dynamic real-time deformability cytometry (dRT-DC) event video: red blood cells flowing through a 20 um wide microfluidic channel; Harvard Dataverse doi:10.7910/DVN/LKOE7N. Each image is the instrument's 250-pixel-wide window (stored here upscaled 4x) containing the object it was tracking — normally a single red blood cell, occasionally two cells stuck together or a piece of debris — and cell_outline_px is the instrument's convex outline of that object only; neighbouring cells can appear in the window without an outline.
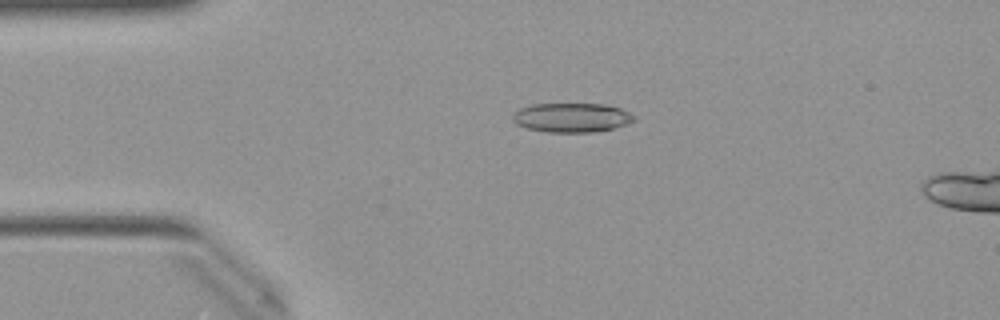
{"species": "Egyptian fruit bat (a non-hibernating species)", "species_latin": "Rousettus aegyptiacus", "temperature_condition": "warm", "stored_images_in_passage": 51, "camera_frame_rate_fps": 3000, "um_per_image_px": 0.085, "animal": {"sex": "female"}, "frame": {"image": 1, "passage_image": 11, "time_ms": 3.333, "image_size_px": [1000, 320], "cell_outline_px": [[636, 120], [628, 124], [616, 128], [592, 132], [548, 132], [528, 128], [516, 124], [512, 120], [512, 116], [520, 108], [532, 104], [604, 104], [620, 108], [636, 116]], "centroid_in_image_um": [48.63, 9.99], "position_along_channel_um": 36.4, "area_um2": 20.75}}
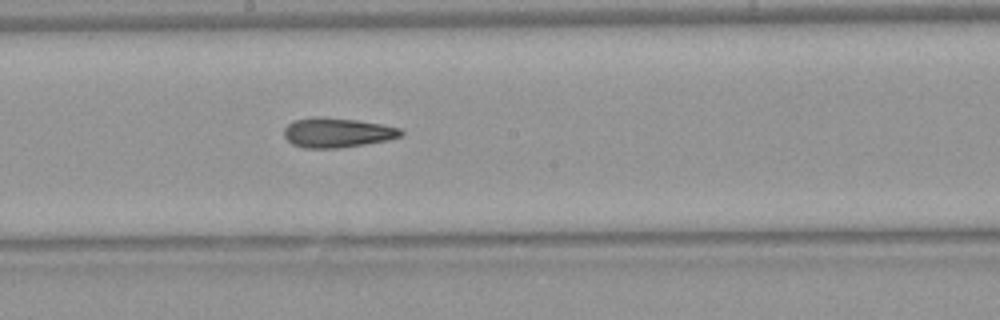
{"frame": {"image": 2, "passage_image": 27, "time_ms": 8.667, "image_size_px": [1000, 320], "cell_outline_px": [[404, 136], [388, 140], [340, 148], [304, 148], [292, 144], [284, 136], [284, 128], [288, 124], [296, 120], [312, 116], [324, 116], [356, 120], [384, 124], [400, 128], [404, 132]], "centroid_in_image_um": [28.68, 11.26], "position_along_channel_um": 219.5, "area_um2": 20.46}}
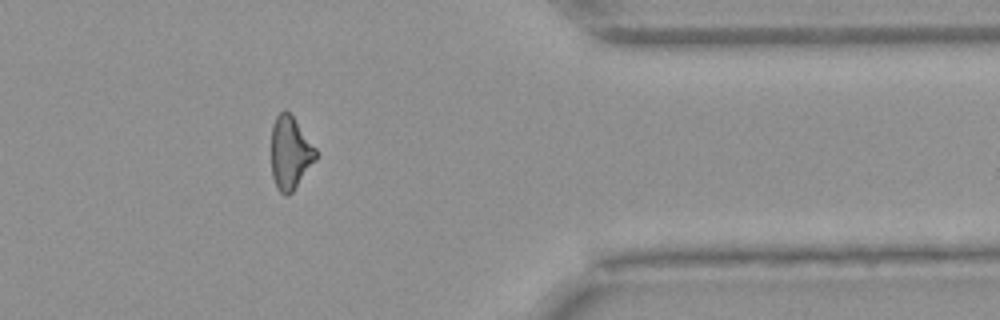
{"frame": {"image": 3, "passage_image": 41, "time_ms": 13.333, "image_size_px": [1000, 320], "cell_outline_px": [[316, 160], [292, 192], [288, 196], [284, 196], [276, 188], [272, 176], [272, 124], [276, 116], [284, 108], [292, 116], [316, 148]], "centroid_in_image_um": [24.65, 13.01], "position_along_channel_um": 386.7, "area_um2": 18.84}, "authors_computed_cell_mechanics": {"area_um2": 20.23, "velocity_mm_per_s": 4.0315, "shape_relaxation_time_tau1_ms": 7.5998, "shape_relaxation_time_tau2_ms": 3.9513, "deformation_change_tau1": 0.2231, "deformation_change_tau2": 0.1537}}